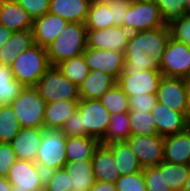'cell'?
<instances>
[{"label":"cell","mask_w":190,"mask_h":191,"mask_svg":"<svg viewBox=\"0 0 190 191\" xmlns=\"http://www.w3.org/2000/svg\"><path fill=\"white\" fill-rule=\"evenodd\" d=\"M34 19L49 12L50 0H15Z\"/></svg>","instance_id":"obj_43"},{"label":"cell","mask_w":190,"mask_h":191,"mask_svg":"<svg viewBox=\"0 0 190 191\" xmlns=\"http://www.w3.org/2000/svg\"><path fill=\"white\" fill-rule=\"evenodd\" d=\"M44 128L21 127L11 142L16 159L35 162Z\"/></svg>","instance_id":"obj_17"},{"label":"cell","mask_w":190,"mask_h":191,"mask_svg":"<svg viewBox=\"0 0 190 191\" xmlns=\"http://www.w3.org/2000/svg\"><path fill=\"white\" fill-rule=\"evenodd\" d=\"M23 87L14 78L11 67L0 64V106L11 104Z\"/></svg>","instance_id":"obj_31"},{"label":"cell","mask_w":190,"mask_h":191,"mask_svg":"<svg viewBox=\"0 0 190 191\" xmlns=\"http://www.w3.org/2000/svg\"><path fill=\"white\" fill-rule=\"evenodd\" d=\"M14 78L23 86L34 87L51 67L47 48L34 44L26 51L19 53L11 64Z\"/></svg>","instance_id":"obj_2"},{"label":"cell","mask_w":190,"mask_h":191,"mask_svg":"<svg viewBox=\"0 0 190 191\" xmlns=\"http://www.w3.org/2000/svg\"><path fill=\"white\" fill-rule=\"evenodd\" d=\"M159 7L165 26L181 19L186 11V0H154Z\"/></svg>","instance_id":"obj_37"},{"label":"cell","mask_w":190,"mask_h":191,"mask_svg":"<svg viewBox=\"0 0 190 191\" xmlns=\"http://www.w3.org/2000/svg\"><path fill=\"white\" fill-rule=\"evenodd\" d=\"M117 83V80L100 70L90 71L83 82L78 85L80 99L99 100L110 88Z\"/></svg>","instance_id":"obj_22"},{"label":"cell","mask_w":190,"mask_h":191,"mask_svg":"<svg viewBox=\"0 0 190 191\" xmlns=\"http://www.w3.org/2000/svg\"><path fill=\"white\" fill-rule=\"evenodd\" d=\"M44 191H71L69 174L64 167L56 170L52 179L44 187Z\"/></svg>","instance_id":"obj_45"},{"label":"cell","mask_w":190,"mask_h":191,"mask_svg":"<svg viewBox=\"0 0 190 191\" xmlns=\"http://www.w3.org/2000/svg\"><path fill=\"white\" fill-rule=\"evenodd\" d=\"M60 131L66 137L87 136L85 127H82V116L78 110L63 124Z\"/></svg>","instance_id":"obj_42"},{"label":"cell","mask_w":190,"mask_h":191,"mask_svg":"<svg viewBox=\"0 0 190 191\" xmlns=\"http://www.w3.org/2000/svg\"><path fill=\"white\" fill-rule=\"evenodd\" d=\"M130 110L151 112L157 103L156 94H139L129 98Z\"/></svg>","instance_id":"obj_46"},{"label":"cell","mask_w":190,"mask_h":191,"mask_svg":"<svg viewBox=\"0 0 190 191\" xmlns=\"http://www.w3.org/2000/svg\"><path fill=\"white\" fill-rule=\"evenodd\" d=\"M126 142L143 168L164 162V137L158 134L131 135Z\"/></svg>","instance_id":"obj_11"},{"label":"cell","mask_w":190,"mask_h":191,"mask_svg":"<svg viewBox=\"0 0 190 191\" xmlns=\"http://www.w3.org/2000/svg\"><path fill=\"white\" fill-rule=\"evenodd\" d=\"M112 11L113 26H123L126 12L129 10L130 0H105Z\"/></svg>","instance_id":"obj_44"},{"label":"cell","mask_w":190,"mask_h":191,"mask_svg":"<svg viewBox=\"0 0 190 191\" xmlns=\"http://www.w3.org/2000/svg\"><path fill=\"white\" fill-rule=\"evenodd\" d=\"M16 156L12 145L8 143H0V176L7 177L11 166L16 161Z\"/></svg>","instance_id":"obj_47"},{"label":"cell","mask_w":190,"mask_h":191,"mask_svg":"<svg viewBox=\"0 0 190 191\" xmlns=\"http://www.w3.org/2000/svg\"><path fill=\"white\" fill-rule=\"evenodd\" d=\"M33 18L15 0H2L0 5V25L11 31L33 29Z\"/></svg>","instance_id":"obj_19"},{"label":"cell","mask_w":190,"mask_h":191,"mask_svg":"<svg viewBox=\"0 0 190 191\" xmlns=\"http://www.w3.org/2000/svg\"><path fill=\"white\" fill-rule=\"evenodd\" d=\"M56 168L49 167L43 163H36V173L41 180L43 187H45L52 179L56 172Z\"/></svg>","instance_id":"obj_48"},{"label":"cell","mask_w":190,"mask_h":191,"mask_svg":"<svg viewBox=\"0 0 190 191\" xmlns=\"http://www.w3.org/2000/svg\"><path fill=\"white\" fill-rule=\"evenodd\" d=\"M34 43L33 30L15 31L0 48V64L11 66L19 53L26 51Z\"/></svg>","instance_id":"obj_25"},{"label":"cell","mask_w":190,"mask_h":191,"mask_svg":"<svg viewBox=\"0 0 190 191\" xmlns=\"http://www.w3.org/2000/svg\"><path fill=\"white\" fill-rule=\"evenodd\" d=\"M100 141L89 136L66 137L65 150L67 161L92 159Z\"/></svg>","instance_id":"obj_27"},{"label":"cell","mask_w":190,"mask_h":191,"mask_svg":"<svg viewBox=\"0 0 190 191\" xmlns=\"http://www.w3.org/2000/svg\"><path fill=\"white\" fill-rule=\"evenodd\" d=\"M115 185L117 191H147L143 171L131 175H120Z\"/></svg>","instance_id":"obj_40"},{"label":"cell","mask_w":190,"mask_h":191,"mask_svg":"<svg viewBox=\"0 0 190 191\" xmlns=\"http://www.w3.org/2000/svg\"><path fill=\"white\" fill-rule=\"evenodd\" d=\"M92 0H50L49 12L68 22L85 24Z\"/></svg>","instance_id":"obj_24"},{"label":"cell","mask_w":190,"mask_h":191,"mask_svg":"<svg viewBox=\"0 0 190 191\" xmlns=\"http://www.w3.org/2000/svg\"><path fill=\"white\" fill-rule=\"evenodd\" d=\"M185 82H186V85H187V93H188V97H189L186 119L190 124V76L185 79Z\"/></svg>","instance_id":"obj_52"},{"label":"cell","mask_w":190,"mask_h":191,"mask_svg":"<svg viewBox=\"0 0 190 191\" xmlns=\"http://www.w3.org/2000/svg\"><path fill=\"white\" fill-rule=\"evenodd\" d=\"M163 75L160 70H134L124 68L117 80V84L128 97L139 94H156Z\"/></svg>","instance_id":"obj_8"},{"label":"cell","mask_w":190,"mask_h":191,"mask_svg":"<svg viewBox=\"0 0 190 191\" xmlns=\"http://www.w3.org/2000/svg\"><path fill=\"white\" fill-rule=\"evenodd\" d=\"M107 146L113 153L119 176L143 171V167L127 142L114 143Z\"/></svg>","instance_id":"obj_28"},{"label":"cell","mask_w":190,"mask_h":191,"mask_svg":"<svg viewBox=\"0 0 190 191\" xmlns=\"http://www.w3.org/2000/svg\"><path fill=\"white\" fill-rule=\"evenodd\" d=\"M156 96L157 102L174 111L187 114L189 97L185 79L163 76Z\"/></svg>","instance_id":"obj_12"},{"label":"cell","mask_w":190,"mask_h":191,"mask_svg":"<svg viewBox=\"0 0 190 191\" xmlns=\"http://www.w3.org/2000/svg\"><path fill=\"white\" fill-rule=\"evenodd\" d=\"M132 32L123 26H111L105 29H87V47L123 52Z\"/></svg>","instance_id":"obj_13"},{"label":"cell","mask_w":190,"mask_h":191,"mask_svg":"<svg viewBox=\"0 0 190 191\" xmlns=\"http://www.w3.org/2000/svg\"><path fill=\"white\" fill-rule=\"evenodd\" d=\"M87 29L100 30L113 26L112 11L105 0H92L85 22Z\"/></svg>","instance_id":"obj_30"},{"label":"cell","mask_w":190,"mask_h":191,"mask_svg":"<svg viewBox=\"0 0 190 191\" xmlns=\"http://www.w3.org/2000/svg\"><path fill=\"white\" fill-rule=\"evenodd\" d=\"M131 2H143V1H154V0H130Z\"/></svg>","instance_id":"obj_55"},{"label":"cell","mask_w":190,"mask_h":191,"mask_svg":"<svg viewBox=\"0 0 190 191\" xmlns=\"http://www.w3.org/2000/svg\"><path fill=\"white\" fill-rule=\"evenodd\" d=\"M10 105L21 127L44 128L46 102L35 87L24 86Z\"/></svg>","instance_id":"obj_3"},{"label":"cell","mask_w":190,"mask_h":191,"mask_svg":"<svg viewBox=\"0 0 190 191\" xmlns=\"http://www.w3.org/2000/svg\"><path fill=\"white\" fill-rule=\"evenodd\" d=\"M93 173L95 181L114 183L119 177V171L111 149L104 144H99L93 158Z\"/></svg>","instance_id":"obj_21"},{"label":"cell","mask_w":190,"mask_h":191,"mask_svg":"<svg viewBox=\"0 0 190 191\" xmlns=\"http://www.w3.org/2000/svg\"><path fill=\"white\" fill-rule=\"evenodd\" d=\"M87 28L85 24L69 22L47 47V54L51 66L80 56L87 48Z\"/></svg>","instance_id":"obj_1"},{"label":"cell","mask_w":190,"mask_h":191,"mask_svg":"<svg viewBox=\"0 0 190 191\" xmlns=\"http://www.w3.org/2000/svg\"><path fill=\"white\" fill-rule=\"evenodd\" d=\"M124 68L134 70H160V61L145 52H124Z\"/></svg>","instance_id":"obj_38"},{"label":"cell","mask_w":190,"mask_h":191,"mask_svg":"<svg viewBox=\"0 0 190 191\" xmlns=\"http://www.w3.org/2000/svg\"><path fill=\"white\" fill-rule=\"evenodd\" d=\"M186 11L187 14L190 15V0H186Z\"/></svg>","instance_id":"obj_54"},{"label":"cell","mask_w":190,"mask_h":191,"mask_svg":"<svg viewBox=\"0 0 190 191\" xmlns=\"http://www.w3.org/2000/svg\"><path fill=\"white\" fill-rule=\"evenodd\" d=\"M13 31L0 25V48L5 45V42L10 38Z\"/></svg>","instance_id":"obj_50"},{"label":"cell","mask_w":190,"mask_h":191,"mask_svg":"<svg viewBox=\"0 0 190 191\" xmlns=\"http://www.w3.org/2000/svg\"><path fill=\"white\" fill-rule=\"evenodd\" d=\"M77 110L82 116V127H85L87 136L101 141L109 126V111L96 99H80Z\"/></svg>","instance_id":"obj_9"},{"label":"cell","mask_w":190,"mask_h":191,"mask_svg":"<svg viewBox=\"0 0 190 191\" xmlns=\"http://www.w3.org/2000/svg\"><path fill=\"white\" fill-rule=\"evenodd\" d=\"M190 172V165L164 162V179L171 191H182Z\"/></svg>","instance_id":"obj_35"},{"label":"cell","mask_w":190,"mask_h":191,"mask_svg":"<svg viewBox=\"0 0 190 191\" xmlns=\"http://www.w3.org/2000/svg\"><path fill=\"white\" fill-rule=\"evenodd\" d=\"M171 37L190 47V15L185 14L181 19L169 25Z\"/></svg>","instance_id":"obj_41"},{"label":"cell","mask_w":190,"mask_h":191,"mask_svg":"<svg viewBox=\"0 0 190 191\" xmlns=\"http://www.w3.org/2000/svg\"><path fill=\"white\" fill-rule=\"evenodd\" d=\"M170 37L169 26L133 32L124 52H145L161 62Z\"/></svg>","instance_id":"obj_5"},{"label":"cell","mask_w":190,"mask_h":191,"mask_svg":"<svg viewBox=\"0 0 190 191\" xmlns=\"http://www.w3.org/2000/svg\"><path fill=\"white\" fill-rule=\"evenodd\" d=\"M0 191H12V184L8 181L7 177L0 176Z\"/></svg>","instance_id":"obj_51"},{"label":"cell","mask_w":190,"mask_h":191,"mask_svg":"<svg viewBox=\"0 0 190 191\" xmlns=\"http://www.w3.org/2000/svg\"><path fill=\"white\" fill-rule=\"evenodd\" d=\"M7 179L12 184V191H44L36 173L35 162L17 159L11 166Z\"/></svg>","instance_id":"obj_16"},{"label":"cell","mask_w":190,"mask_h":191,"mask_svg":"<svg viewBox=\"0 0 190 191\" xmlns=\"http://www.w3.org/2000/svg\"><path fill=\"white\" fill-rule=\"evenodd\" d=\"M64 168L69 174L71 191H89L94 185L92 159L67 161Z\"/></svg>","instance_id":"obj_23"},{"label":"cell","mask_w":190,"mask_h":191,"mask_svg":"<svg viewBox=\"0 0 190 191\" xmlns=\"http://www.w3.org/2000/svg\"><path fill=\"white\" fill-rule=\"evenodd\" d=\"M56 66L67 79L77 86L90 72L83 55L64 60Z\"/></svg>","instance_id":"obj_33"},{"label":"cell","mask_w":190,"mask_h":191,"mask_svg":"<svg viewBox=\"0 0 190 191\" xmlns=\"http://www.w3.org/2000/svg\"><path fill=\"white\" fill-rule=\"evenodd\" d=\"M182 191H190V172L187 180L185 181Z\"/></svg>","instance_id":"obj_53"},{"label":"cell","mask_w":190,"mask_h":191,"mask_svg":"<svg viewBox=\"0 0 190 191\" xmlns=\"http://www.w3.org/2000/svg\"><path fill=\"white\" fill-rule=\"evenodd\" d=\"M79 100H64L46 103L44 111V128L61 129L63 124L78 109Z\"/></svg>","instance_id":"obj_26"},{"label":"cell","mask_w":190,"mask_h":191,"mask_svg":"<svg viewBox=\"0 0 190 191\" xmlns=\"http://www.w3.org/2000/svg\"><path fill=\"white\" fill-rule=\"evenodd\" d=\"M68 23L64 18L50 12L34 19V43L47 48Z\"/></svg>","instance_id":"obj_18"},{"label":"cell","mask_w":190,"mask_h":191,"mask_svg":"<svg viewBox=\"0 0 190 191\" xmlns=\"http://www.w3.org/2000/svg\"><path fill=\"white\" fill-rule=\"evenodd\" d=\"M147 191H171L164 179V162L158 166L143 168Z\"/></svg>","instance_id":"obj_39"},{"label":"cell","mask_w":190,"mask_h":191,"mask_svg":"<svg viewBox=\"0 0 190 191\" xmlns=\"http://www.w3.org/2000/svg\"><path fill=\"white\" fill-rule=\"evenodd\" d=\"M82 55L90 71H103L116 80L124 71L125 59L123 52L87 47Z\"/></svg>","instance_id":"obj_14"},{"label":"cell","mask_w":190,"mask_h":191,"mask_svg":"<svg viewBox=\"0 0 190 191\" xmlns=\"http://www.w3.org/2000/svg\"><path fill=\"white\" fill-rule=\"evenodd\" d=\"M89 191H117V189L114 183L95 181Z\"/></svg>","instance_id":"obj_49"},{"label":"cell","mask_w":190,"mask_h":191,"mask_svg":"<svg viewBox=\"0 0 190 191\" xmlns=\"http://www.w3.org/2000/svg\"><path fill=\"white\" fill-rule=\"evenodd\" d=\"M151 115L155 120L157 134L162 137L181 133L190 127L184 113L174 111L159 102L151 109Z\"/></svg>","instance_id":"obj_15"},{"label":"cell","mask_w":190,"mask_h":191,"mask_svg":"<svg viewBox=\"0 0 190 191\" xmlns=\"http://www.w3.org/2000/svg\"><path fill=\"white\" fill-rule=\"evenodd\" d=\"M21 126L10 104L0 106V143L11 144Z\"/></svg>","instance_id":"obj_32"},{"label":"cell","mask_w":190,"mask_h":191,"mask_svg":"<svg viewBox=\"0 0 190 191\" xmlns=\"http://www.w3.org/2000/svg\"><path fill=\"white\" fill-rule=\"evenodd\" d=\"M34 87L46 103L80 100L78 86L67 79L57 66H51Z\"/></svg>","instance_id":"obj_4"},{"label":"cell","mask_w":190,"mask_h":191,"mask_svg":"<svg viewBox=\"0 0 190 191\" xmlns=\"http://www.w3.org/2000/svg\"><path fill=\"white\" fill-rule=\"evenodd\" d=\"M106 134L100 144L111 145L126 142L131 136L130 121L128 113L111 114Z\"/></svg>","instance_id":"obj_29"},{"label":"cell","mask_w":190,"mask_h":191,"mask_svg":"<svg viewBox=\"0 0 190 191\" xmlns=\"http://www.w3.org/2000/svg\"><path fill=\"white\" fill-rule=\"evenodd\" d=\"M164 162L190 165V127L181 133L164 137Z\"/></svg>","instance_id":"obj_20"},{"label":"cell","mask_w":190,"mask_h":191,"mask_svg":"<svg viewBox=\"0 0 190 191\" xmlns=\"http://www.w3.org/2000/svg\"><path fill=\"white\" fill-rule=\"evenodd\" d=\"M131 135L157 134L154 117L151 112L129 111Z\"/></svg>","instance_id":"obj_36"},{"label":"cell","mask_w":190,"mask_h":191,"mask_svg":"<svg viewBox=\"0 0 190 191\" xmlns=\"http://www.w3.org/2000/svg\"><path fill=\"white\" fill-rule=\"evenodd\" d=\"M99 100L110 114L129 113L130 111L129 97L117 83Z\"/></svg>","instance_id":"obj_34"},{"label":"cell","mask_w":190,"mask_h":191,"mask_svg":"<svg viewBox=\"0 0 190 191\" xmlns=\"http://www.w3.org/2000/svg\"><path fill=\"white\" fill-rule=\"evenodd\" d=\"M165 26L155 1L130 2L123 27L133 32Z\"/></svg>","instance_id":"obj_7"},{"label":"cell","mask_w":190,"mask_h":191,"mask_svg":"<svg viewBox=\"0 0 190 191\" xmlns=\"http://www.w3.org/2000/svg\"><path fill=\"white\" fill-rule=\"evenodd\" d=\"M66 136L60 129H46L42 133L35 163H43L56 169L67 163L65 150Z\"/></svg>","instance_id":"obj_10"},{"label":"cell","mask_w":190,"mask_h":191,"mask_svg":"<svg viewBox=\"0 0 190 191\" xmlns=\"http://www.w3.org/2000/svg\"><path fill=\"white\" fill-rule=\"evenodd\" d=\"M160 72L166 77L188 78L190 76V47L170 37L161 58Z\"/></svg>","instance_id":"obj_6"}]
</instances>
